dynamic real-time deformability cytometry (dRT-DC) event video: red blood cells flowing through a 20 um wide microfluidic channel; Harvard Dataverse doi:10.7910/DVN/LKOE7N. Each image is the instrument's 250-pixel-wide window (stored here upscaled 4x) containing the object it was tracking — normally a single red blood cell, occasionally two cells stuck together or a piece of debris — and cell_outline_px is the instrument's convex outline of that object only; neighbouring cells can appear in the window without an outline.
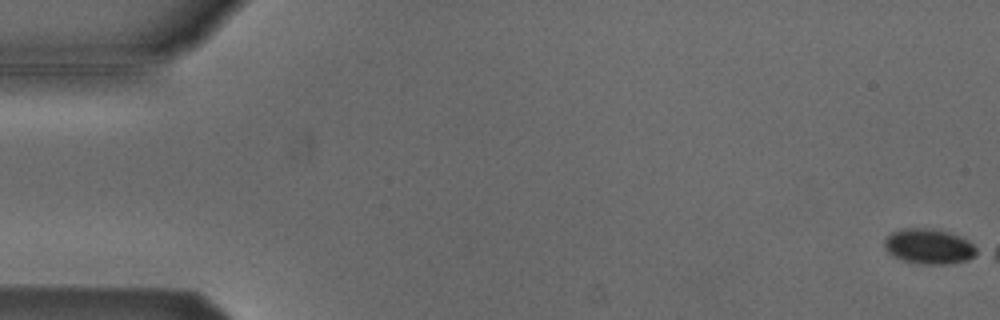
{"species": "Egyptian fruit bat (a non-hibernating species)", "species_latin": "Rousettus aegyptiacus", "temperature_condition": "cold", "stored_images_in_passage": 11, "camera_frame_rate_fps": 3000, "um_per_image_px": 0.085, "animal": {"sex": "male"}, "frame": {"image": 1, "passage_image": 1, "time_ms": 0.0, "image_size_px": [1000, 320], "cell_outline_px": [[980, 252], [968, 260], [944, 264], [924, 264], [904, 260], [888, 252], [884, 248], [884, 236], [900, 228], [932, 228], [948, 232], [960, 236], [968, 240]], "centroid_in_image_um": [78.95, 20.92], "position_along_channel_um": 6.0, "area_um2": 18.96}}